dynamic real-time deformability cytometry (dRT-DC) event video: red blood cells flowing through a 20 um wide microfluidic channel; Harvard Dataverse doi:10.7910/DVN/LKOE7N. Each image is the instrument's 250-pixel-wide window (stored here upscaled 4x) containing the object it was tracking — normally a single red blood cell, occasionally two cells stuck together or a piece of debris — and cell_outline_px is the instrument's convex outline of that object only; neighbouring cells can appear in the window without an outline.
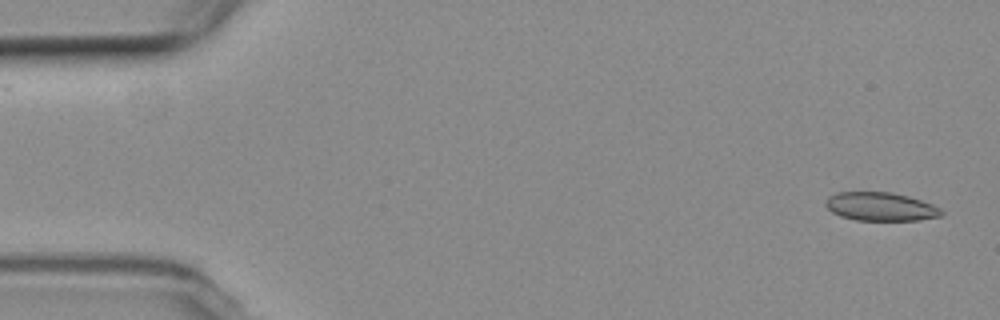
{"species": "common noctule bat (a hibernating species)", "species_latin": "Nyctalus noctula", "temperature_condition": "room temperature", "stored_images_in_passage": 5, "camera_frame_rate_fps": 3000, "um_per_image_px": 0.085, "animal": {"sex": "female", "body_mass_g": 19.3, "forearm_length_mm": 54.1}, "frame": {"image": 1, "passage_image": 1, "time_ms": 0.0, "image_size_px": [1000, 320], "cell_outline_px": [[944, 212], [940, 216], [920, 220], [856, 220], [840, 216], [832, 212], [824, 204], [828, 196], [836, 192], [892, 192], [908, 196], [932, 204], [940, 208]], "centroid_in_image_um": [74.83, 17.56], "position_along_channel_um": 10.2, "area_um2": 19.25}}